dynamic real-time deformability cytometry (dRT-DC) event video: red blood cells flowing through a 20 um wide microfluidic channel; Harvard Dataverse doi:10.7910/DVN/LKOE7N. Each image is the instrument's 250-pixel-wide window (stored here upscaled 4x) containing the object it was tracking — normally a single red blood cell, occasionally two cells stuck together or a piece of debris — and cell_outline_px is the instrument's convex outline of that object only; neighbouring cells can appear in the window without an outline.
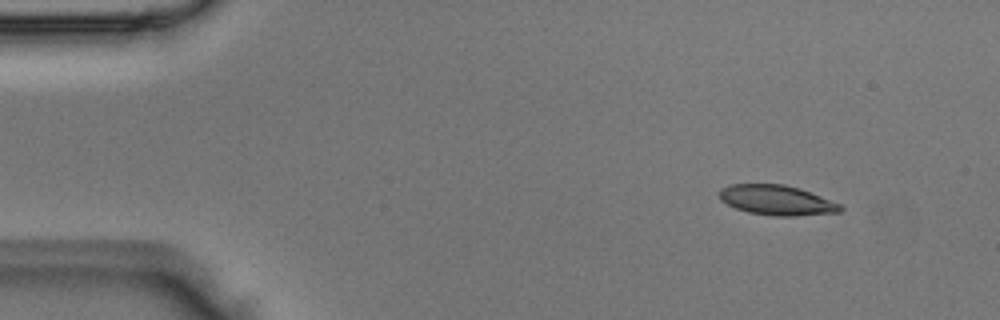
{"species": "Egyptian fruit bat (a non-hibernating species)", "species_latin": "Rousettus aegyptiacus", "temperature_condition": "room temperature", "stored_images_in_passage": 45, "camera_frame_rate_fps": 3000, "um_per_image_px": 0.085, "animal": {"sex": "male"}, "frame": {"image": 1, "passage_image": 1, "time_ms": 0.0, "image_size_px": [1000, 320], "cell_outline_px": [[844, 208], [840, 212], [796, 216], [776, 216], [748, 212], [736, 208], [720, 200], [720, 188], [728, 184], [784, 184], [800, 188], [840, 204]], "centroid_in_image_um": [66.02, 17.01], "position_along_channel_um": 19.0, "area_um2": 21.1}}
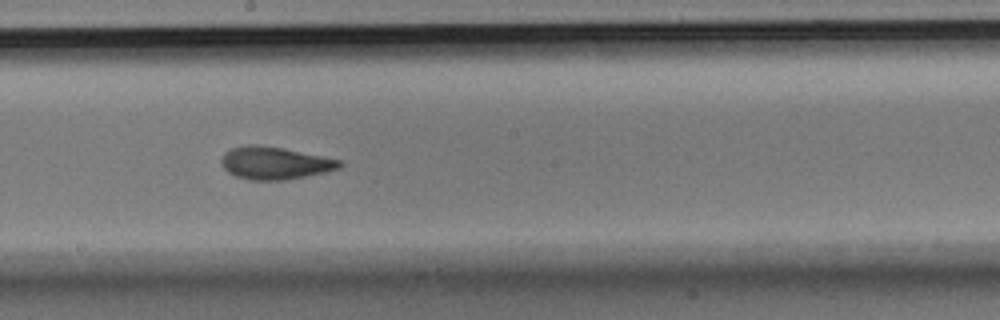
{"frame": {"image": 2, "passage_image": 23, "time_ms": 7.333, "image_size_px": [1000, 320], "cell_outline_px": [[344, 164], [340, 168], [324, 172], [284, 180], [252, 180], [236, 176], [228, 172], [224, 168], [220, 160], [224, 152], [232, 148], [248, 144], [256, 144], [284, 148], [324, 156], [340, 160]], "centroid_in_image_um": [23.35, 13.84], "position_along_channel_um": 224.8, "area_um2": 22.43}}
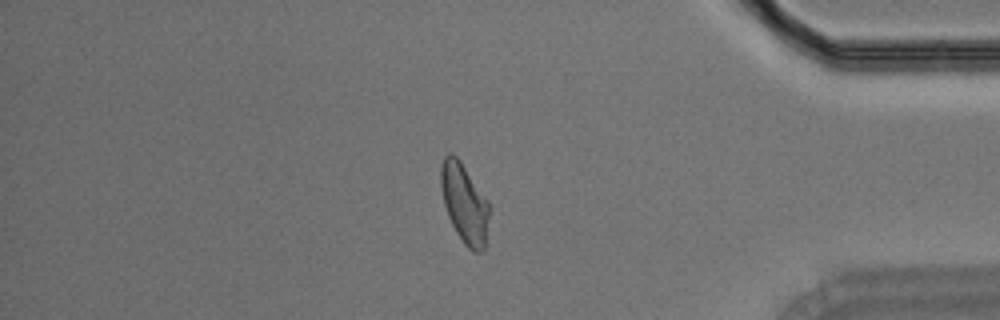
{"frame": {"image": 3, "passage_image": 38, "time_ms": 12.333, "image_size_px": [1000, 320], "cell_outline_px": [[488, 216], [484, 252], [476, 252], [468, 248], [464, 244], [456, 232], [448, 216], [444, 204], [440, 188], [440, 168], [444, 156], [448, 152], [452, 152], [460, 160], [488, 200]], "centroid_in_image_um": [39.45, 17.25], "position_along_channel_um": 395.8, "area_um2": 22.37}}